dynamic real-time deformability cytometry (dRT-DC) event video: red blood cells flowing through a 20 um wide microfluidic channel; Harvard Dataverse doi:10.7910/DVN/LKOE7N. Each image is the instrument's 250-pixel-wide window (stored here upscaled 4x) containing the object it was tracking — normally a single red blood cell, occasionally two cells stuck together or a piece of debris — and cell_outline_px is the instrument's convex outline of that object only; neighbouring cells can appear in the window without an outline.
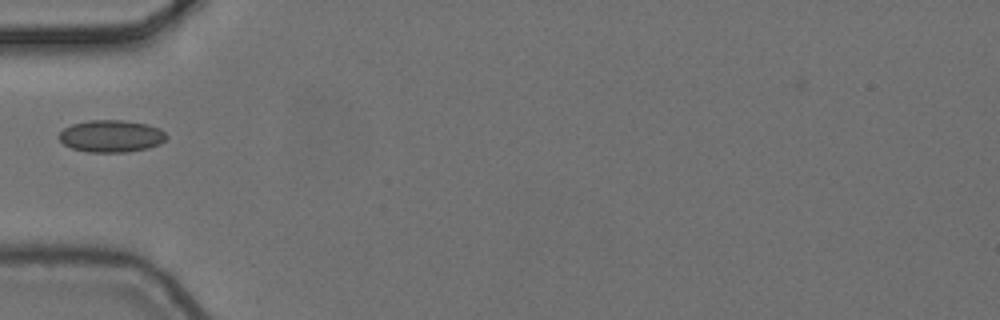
{"species": "common noctule bat (a hibernating species)", "species_latin": "Nyctalus noctula", "temperature_condition": "cold", "stored_images_in_passage": 1, "camera_frame_rate_fps": 3000, "um_per_image_px": 0.085, "animal": {"sex": "female", "body_mass_g": 24.6, "forearm_length_mm": 56.2}, "frame": {"image": 1, "passage_image": 1, "time_ms": 0.0, "image_size_px": [1000, 320], "cell_outline_px": [[168, 136], [160, 144], [148, 148], [128, 152], [88, 152], [72, 148], [64, 144], [60, 140], [60, 132], [64, 128], [72, 124], [88, 120], [124, 120], [148, 124], [160, 128]], "centroid_in_image_um": [9.48, 11.56], "position_along_channel_um": 75.5, "area_um2": 20.17}}